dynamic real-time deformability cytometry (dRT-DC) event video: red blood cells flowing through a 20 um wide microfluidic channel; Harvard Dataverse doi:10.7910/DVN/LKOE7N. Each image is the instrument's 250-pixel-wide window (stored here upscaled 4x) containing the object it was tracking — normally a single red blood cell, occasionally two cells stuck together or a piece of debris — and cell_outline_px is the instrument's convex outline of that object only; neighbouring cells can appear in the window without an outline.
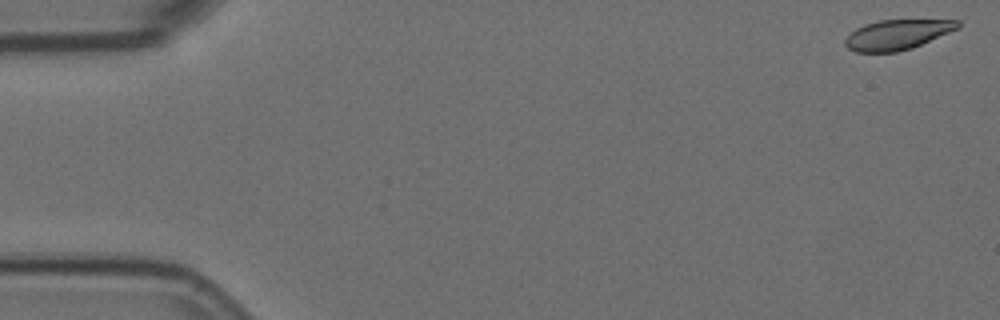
{"species": "Egyptian fruit bat (a non-hibernating species)", "species_latin": "Rousettus aegyptiacus", "temperature_condition": "room temperature", "stored_images_in_passage": 57, "camera_frame_rate_fps": 3000, "um_per_image_px": 0.085, "animal": {"sex": "female"}, "frame": {"image": 1, "passage_image": 1, "time_ms": 0.0, "image_size_px": [1000, 320], "cell_outline_px": [[960, 28], [912, 48], [896, 52], [856, 52], [848, 48], [844, 44], [844, 40], [856, 28], [864, 24], [880, 20], [960, 20]], "centroid_in_image_um": [76.27, 2.94], "position_along_channel_um": 8.7, "area_um2": 19.65}}
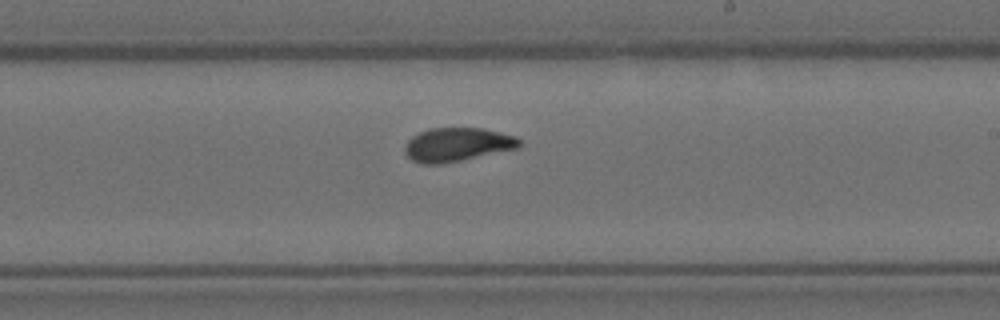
{"frame": {"image": 2, "passage_image": 33, "time_ms": 10.667, "image_size_px": [1000, 320], "cell_outline_px": [[520, 144], [516, 148], [444, 164], [424, 164], [412, 160], [404, 152], [404, 148], [408, 140], [412, 136], [428, 128], [484, 128], [516, 136], [520, 140]], "centroid_in_image_um": [38.83, 12.28], "position_along_channel_um": 250.2, "area_um2": 22.43}}
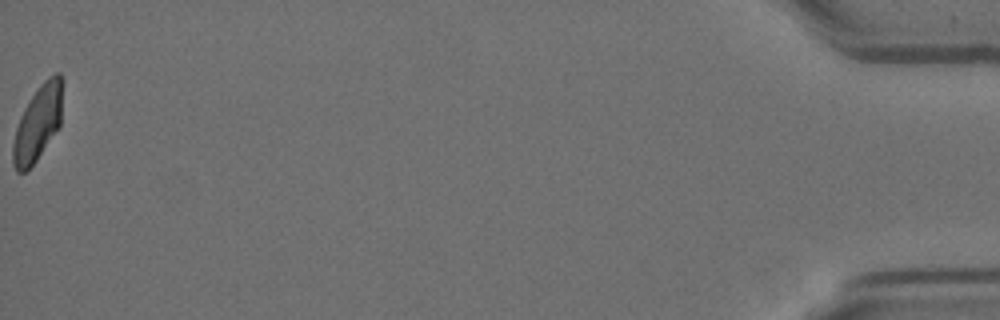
{"frame": {"image": 3, "passage_image": 57, "time_ms": 18.667, "image_size_px": [1000, 320], "cell_outline_px": [[64, 80], [60, 124], [36, 160], [24, 172], [16, 172], [12, 164], [12, 144], [16, 128], [20, 116], [24, 108], [40, 84], [48, 76], [56, 72], [60, 72]], "centroid_in_image_um": [3.22, 10.4], "position_along_channel_um": 432.0, "area_um2": 21.79}, "authors_computed_cell_mechanics": {"area_um2": 22.1374, "velocity_mm_per_s": 3.5567, "shape_relaxation_time_tau1_ms": 4.6803, "shape_relaxation_time_tau2_ms": 1.1214, "deformation_change_tau1": 0.1577, "deformation_change_tau2": 0.0578}}